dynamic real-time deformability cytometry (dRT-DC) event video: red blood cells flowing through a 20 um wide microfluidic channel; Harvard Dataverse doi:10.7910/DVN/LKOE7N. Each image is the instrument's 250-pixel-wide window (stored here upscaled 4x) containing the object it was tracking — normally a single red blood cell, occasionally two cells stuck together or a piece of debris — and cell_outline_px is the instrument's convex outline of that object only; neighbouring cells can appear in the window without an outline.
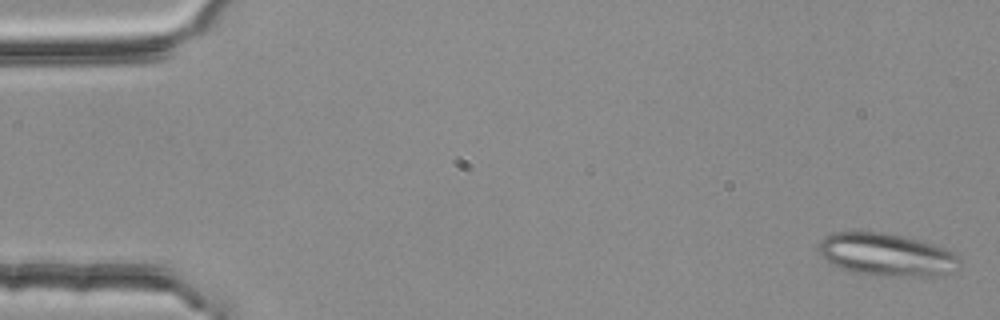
{"species": "common noctule bat (a hibernating species)", "species_latin": "Nyctalus noctula", "temperature_condition": "room temperature", "stored_images_in_passage": 5, "camera_frame_rate_fps": 3000, "um_per_image_px": 0.085, "animal": {"sex": "female", "body_mass_g": 25.1}, "frame": {"image": 1, "passage_image": 1, "time_ms": 0.0, "image_size_px": [1000, 320], "cell_outline_px": [[960, 260], [944, 276], [868, 276], [840, 268], [832, 264], [816, 248], [820, 240], [824, 236], [836, 232], [884, 232], [904, 236], [920, 240], [956, 252]], "centroid_in_image_um": [75.33, 21.65], "position_along_channel_um": 9.7, "area_um2": 35.14}}